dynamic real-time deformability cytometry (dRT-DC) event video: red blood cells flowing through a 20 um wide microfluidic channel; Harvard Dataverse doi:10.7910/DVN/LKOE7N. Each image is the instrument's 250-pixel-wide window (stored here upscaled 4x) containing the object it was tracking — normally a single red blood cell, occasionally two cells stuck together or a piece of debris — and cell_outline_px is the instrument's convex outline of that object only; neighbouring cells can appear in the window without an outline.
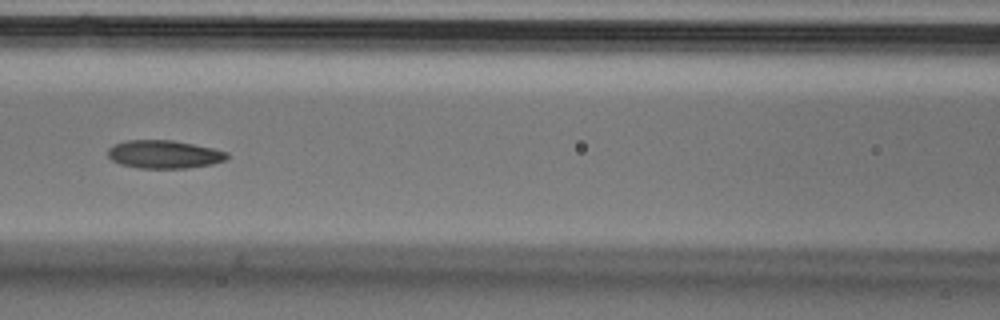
{"species": "Egyptian fruit bat (a non-hibernating species)", "species_latin": "Rousettus aegyptiacus", "temperature_condition": "cold", "stored_images_in_passage": 8, "camera_frame_rate_fps": 3000, "um_per_image_px": 0.085, "animal": {"sex": "male"}, "frame": {"image": 1, "passage_image": 6, "time_ms": 1.667, "image_size_px": [1000, 320], "cell_outline_px": [[228, 160], [212, 164], [188, 168], [140, 168], [120, 164], [112, 160], [108, 156], [108, 148], [112, 144], [124, 140], [172, 140], [212, 148], [228, 152]], "centroid_in_image_um": [13.94, 13.11], "position_along_channel_um": 152.7, "area_um2": 19.65}}
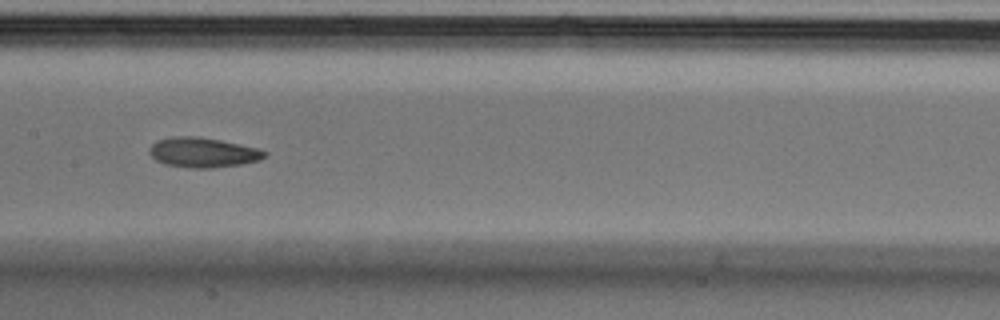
{"frame": {"image": 2, "passage_image": 7, "time_ms": 2.0, "image_size_px": [1000, 320], "cell_outline_px": [[268, 156], [260, 160], [240, 164], [212, 168], [188, 168], [164, 164], [156, 160], [148, 152], [148, 148], [156, 140], [176, 136], [196, 136], [220, 140], [260, 148], [268, 152]], "centroid_in_image_um": [17.26, 12.96], "position_along_channel_um": 190.1, "area_um2": 20.29}}
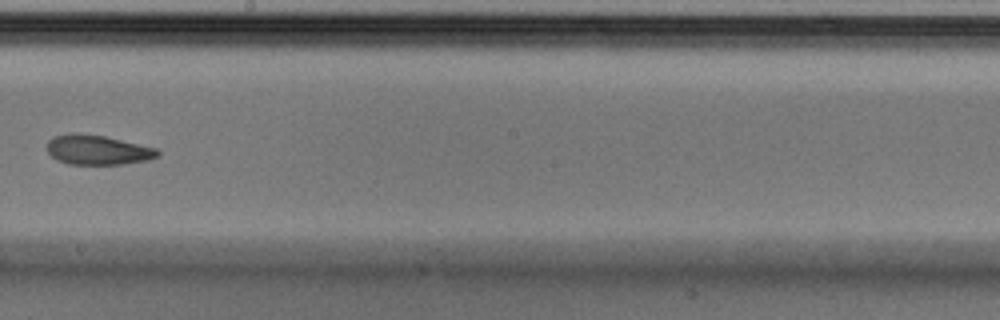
{"frame": {"image": 3, "passage_image": 8, "time_ms": 2.333, "image_size_px": [1000, 320], "cell_outline_px": [[160, 156], [148, 160], [124, 164], [68, 164], [56, 160], [48, 152], [48, 140], [52, 136], [68, 132], [76, 132], [104, 136], [156, 148], [160, 152]], "centroid_in_image_um": [8.28, 12.73], "position_along_channel_um": 239.9, "area_um2": 19.31}}